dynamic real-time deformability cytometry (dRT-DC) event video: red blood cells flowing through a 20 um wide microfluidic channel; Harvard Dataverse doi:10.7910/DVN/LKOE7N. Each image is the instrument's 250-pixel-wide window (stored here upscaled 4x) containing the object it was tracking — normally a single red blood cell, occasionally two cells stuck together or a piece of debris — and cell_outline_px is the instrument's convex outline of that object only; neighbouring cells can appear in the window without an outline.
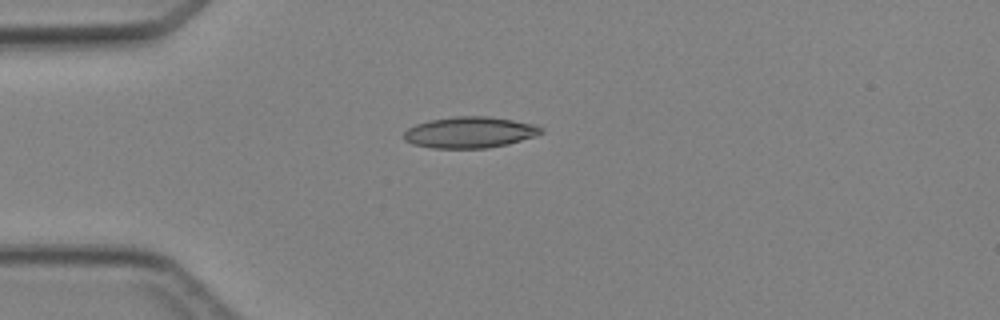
{"species": "Egyptian fruit bat (a non-hibernating species)", "species_latin": "Rousettus aegyptiacus", "temperature_condition": "cold", "stored_images_in_passage": 3, "camera_frame_rate_fps": 3000, "um_per_image_px": 0.085, "animal": {"sex": "female"}, "frame": {"image": 1, "passage_image": 3, "time_ms": 3.0, "image_size_px": [1000, 320], "cell_outline_px": [[544, 132], [536, 136], [508, 144], [488, 148], [432, 148], [412, 144], [404, 140], [404, 132], [408, 128], [416, 124], [432, 120], [456, 116], [488, 116], [536, 124], [544, 128]], "centroid_in_image_um": [39.97, 11.25], "position_along_channel_um": 45.0, "area_um2": 25.03}}